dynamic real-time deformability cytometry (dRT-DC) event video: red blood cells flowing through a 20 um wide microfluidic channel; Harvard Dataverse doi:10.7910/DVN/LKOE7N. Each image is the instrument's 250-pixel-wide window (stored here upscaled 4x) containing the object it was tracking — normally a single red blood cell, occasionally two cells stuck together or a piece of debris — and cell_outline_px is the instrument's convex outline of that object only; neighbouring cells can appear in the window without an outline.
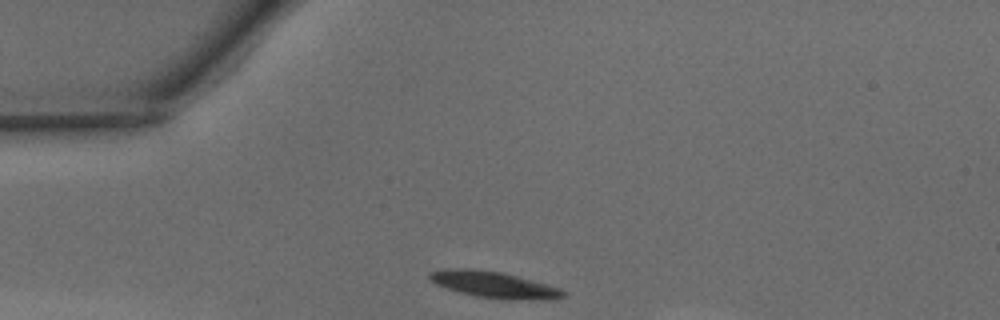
{"species": "common noctule bat (a hibernating species)", "species_latin": "Nyctalus noctula", "temperature_condition": "warm", "stored_images_in_passage": 27, "camera_frame_rate_fps": 3000, "um_per_image_px": 0.085, "animal": {"sex": "male", "body_mass_g": 15.6}, "frame": {"image": 1, "passage_image": 1, "time_ms": 0.0, "image_size_px": [1000, 320], "cell_outline_px": [[568, 296], [552, 300], [508, 300], [476, 296], [460, 292], [436, 284], [428, 276], [428, 272], [444, 268], [472, 268], [504, 272], [560, 288]], "centroid_in_image_um": [42.02, 24.2], "position_along_channel_um": 43.0, "area_um2": 20.81}}
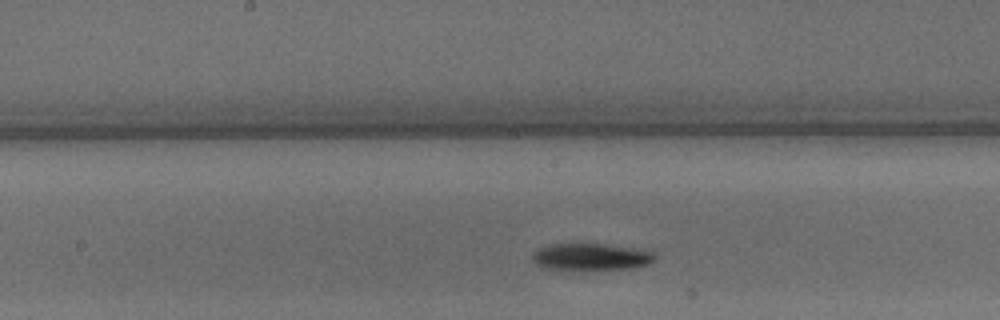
{"frame": {"image": 2, "passage_image": 14, "time_ms": 4.333, "image_size_px": [1000, 320], "cell_outline_px": [[656, 260], [648, 264], [632, 268], [584, 272], [548, 268], [536, 264], [532, 260], [532, 256], [540, 248], [548, 244], [604, 244], [652, 248], [656, 256]], "centroid_in_image_um": [50.37, 21.85], "position_along_channel_um": 197.8, "area_um2": 20.29}}
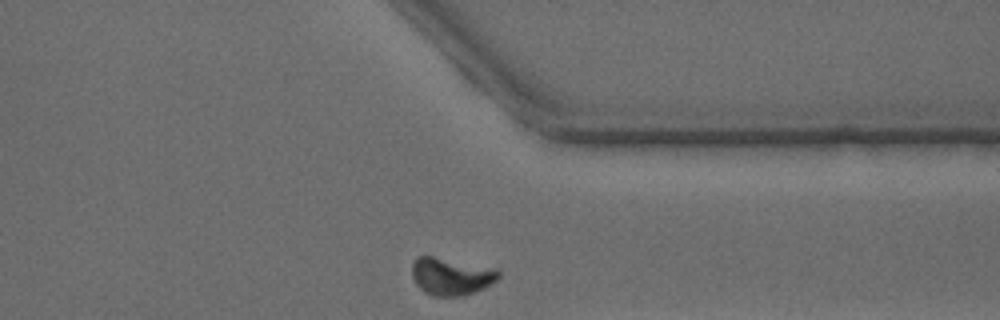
{"frame": {"image": 3, "passage_image": 27, "time_ms": 8.667, "image_size_px": [1000, 320], "cell_outline_px": [[500, 276], [496, 280], [484, 288], [476, 292], [464, 296], [432, 296], [424, 292], [416, 284], [412, 276], [412, 264], [416, 256], [432, 256], [500, 272]], "centroid_in_image_um": [38.26, 23.53], "position_along_channel_um": 373.1, "area_um2": 18.26}, "authors_computed_cell_mechanics": {"area_um2": 19.4786, "velocity_mm_per_s": 4.1017, "shape_relaxation_time_tau1_ms": 3.0732, "shape_relaxation_time_tau2_ms": null, "deformation_change_tau1": 0.0947, "deformation_change_tau2": null}}